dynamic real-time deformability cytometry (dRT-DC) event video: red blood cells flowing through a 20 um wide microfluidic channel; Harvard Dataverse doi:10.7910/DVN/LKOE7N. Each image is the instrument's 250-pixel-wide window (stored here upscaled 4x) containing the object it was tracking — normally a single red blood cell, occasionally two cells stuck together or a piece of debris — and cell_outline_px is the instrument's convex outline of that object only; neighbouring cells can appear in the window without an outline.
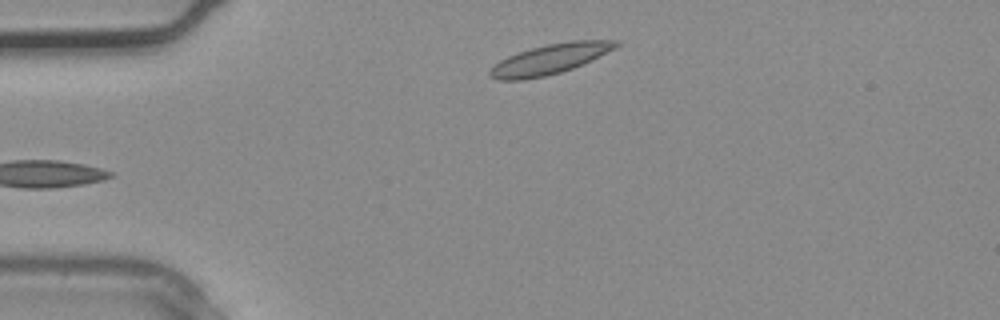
{"species": "common noctule bat (a hibernating species)", "species_latin": "Nyctalus noctula", "temperature_condition": "warm", "stored_images_in_passage": 2, "camera_frame_rate_fps": 3000, "um_per_image_px": 0.085, "animal": {"sex": "male", "body_mass_g": 20.4}, "frame": {"image": 1, "passage_image": 2, "time_ms": 0.333, "image_size_px": [1000, 320], "cell_outline_px": [[620, 44], [616, 48], [572, 68], [560, 72], [544, 76], [524, 80], [500, 80], [488, 76], [488, 72], [500, 60], [508, 56], [532, 48], [548, 44], [572, 40], [620, 40]], "centroid_in_image_um": [46.74, 5.02], "position_along_channel_um": 38.3, "area_um2": 21.73}}